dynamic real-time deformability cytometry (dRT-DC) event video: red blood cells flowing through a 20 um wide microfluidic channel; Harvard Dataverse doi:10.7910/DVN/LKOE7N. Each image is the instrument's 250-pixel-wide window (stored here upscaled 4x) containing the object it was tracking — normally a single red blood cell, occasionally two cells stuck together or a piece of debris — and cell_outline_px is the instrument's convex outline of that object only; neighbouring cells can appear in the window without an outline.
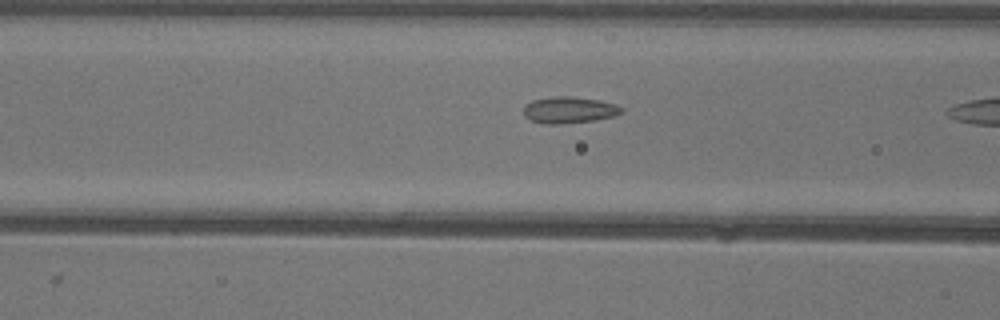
{"species": "common noctule bat (a hibernating species)", "species_latin": "Nyctalus noctula", "temperature_condition": "warm", "stored_images_in_passage": 21, "camera_frame_rate_fps": 3000, "um_per_image_px": 0.085, "animal": {"sex": "female"}, "frame": {"image": 1, "passage_image": 7, "time_ms": 2.0, "image_size_px": [1000, 320], "cell_outline_px": [[624, 112], [612, 116], [592, 120], [560, 124], [544, 124], [532, 120], [524, 116], [524, 108], [532, 100], [552, 96], [568, 96], [600, 100], [616, 104], [624, 108]], "centroid_in_image_um": [48.39, 9.34], "position_along_channel_um": 118.2, "area_um2": 15.03}}
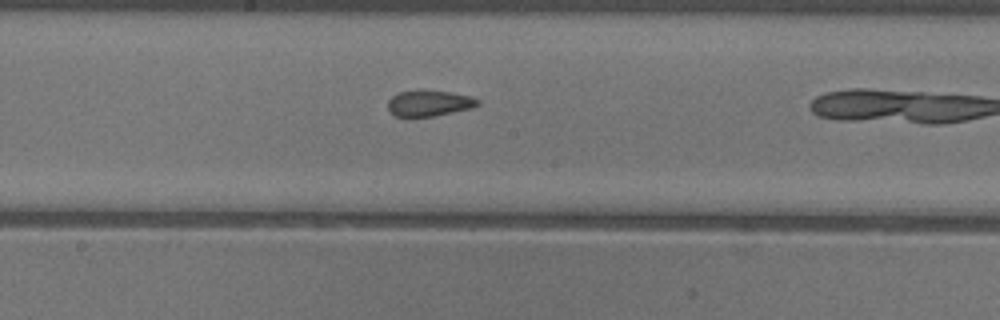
{"frame": {"image": 2, "passage_image": 14, "time_ms": 4.333, "image_size_px": [1000, 320], "cell_outline_px": [[480, 104], [472, 108], [412, 120], [408, 120], [396, 116], [388, 112], [388, 100], [392, 96], [400, 92], [420, 88], [448, 92], [472, 96], [480, 100]], "centroid_in_image_um": [36.41, 8.79], "position_along_channel_um": 211.8, "area_um2": 14.39}}
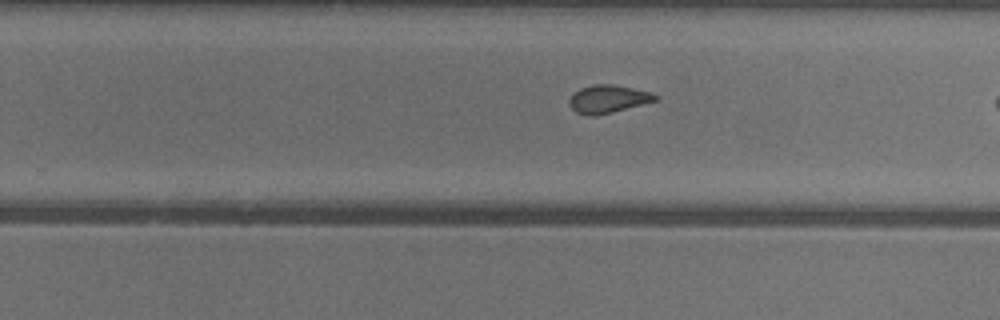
{"frame": {"image": 3, "passage_image": 19, "time_ms": 6.0, "image_size_px": [1000, 320], "cell_outline_px": [[660, 100], [596, 116], [588, 116], [576, 112], [568, 104], [568, 100], [580, 88], [592, 84], [612, 84], [652, 92], [660, 96]], "centroid_in_image_um": [51.72, 8.42], "position_along_channel_um": 278.1, "area_um2": 14.16}}